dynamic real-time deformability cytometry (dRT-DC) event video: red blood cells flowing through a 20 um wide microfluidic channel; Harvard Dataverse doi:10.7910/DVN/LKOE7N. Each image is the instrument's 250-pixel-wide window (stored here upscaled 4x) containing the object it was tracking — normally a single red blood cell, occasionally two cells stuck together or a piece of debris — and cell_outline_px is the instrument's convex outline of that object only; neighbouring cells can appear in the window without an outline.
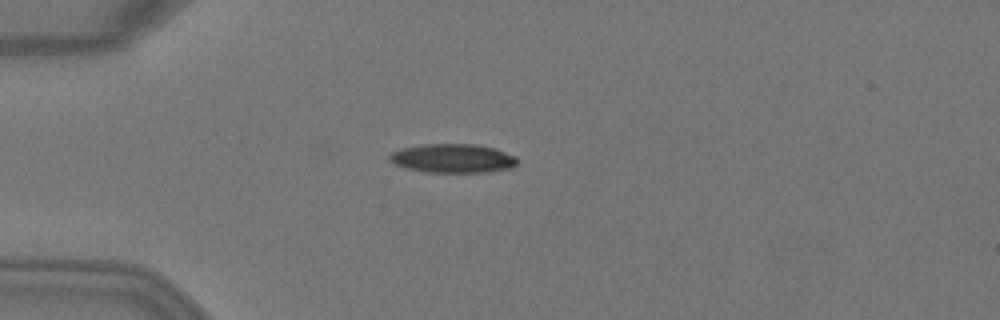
{"species": "Egyptian fruit bat (a non-hibernating species)", "species_latin": "Rousettus aegyptiacus", "temperature_condition": "warm", "stored_images_in_passage": 3, "camera_frame_rate_fps": 3000, "um_per_image_px": 0.085, "animal": {"sex": "female"}, "frame": {"image": 1, "passage_image": 3, "time_ms": 0.667, "image_size_px": [1000, 320], "cell_outline_px": [[516, 164], [512, 168], [484, 172], [424, 172], [404, 168], [388, 160], [388, 156], [392, 152], [400, 148], [420, 144], [476, 144], [496, 148], [516, 156]], "centroid_in_image_um": [38.46, 13.45], "position_along_channel_um": 46.5, "area_um2": 21.73}}